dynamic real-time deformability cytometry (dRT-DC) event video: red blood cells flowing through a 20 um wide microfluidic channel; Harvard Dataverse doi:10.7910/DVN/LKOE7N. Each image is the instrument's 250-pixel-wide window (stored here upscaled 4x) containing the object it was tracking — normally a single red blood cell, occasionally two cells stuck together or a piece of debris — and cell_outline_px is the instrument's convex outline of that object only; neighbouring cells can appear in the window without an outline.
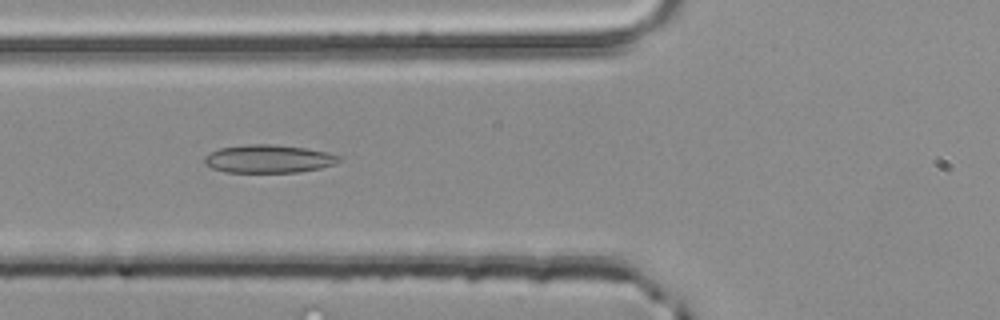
{"species": "common noctule bat (a hibernating species)", "species_latin": "Nyctalus noctula", "temperature_condition": "room temperature", "stored_images_in_passage": 32, "camera_frame_rate_fps": 3000, "um_per_image_px": 0.085, "animal": {"sex": "male", "body_mass_g": 20.4}, "frame": {"image": 1, "passage_image": 7, "time_ms": 2.0, "image_size_px": [1000, 320], "cell_outline_px": [[340, 160], [336, 164], [320, 168], [296, 172], [224, 172], [212, 168], [204, 164], [204, 156], [220, 148], [248, 144], [272, 144], [304, 148], [324, 152], [340, 156]], "centroid_in_image_um": [22.79, 13.5], "position_along_channel_um": 103.0, "area_um2": 21.85}}
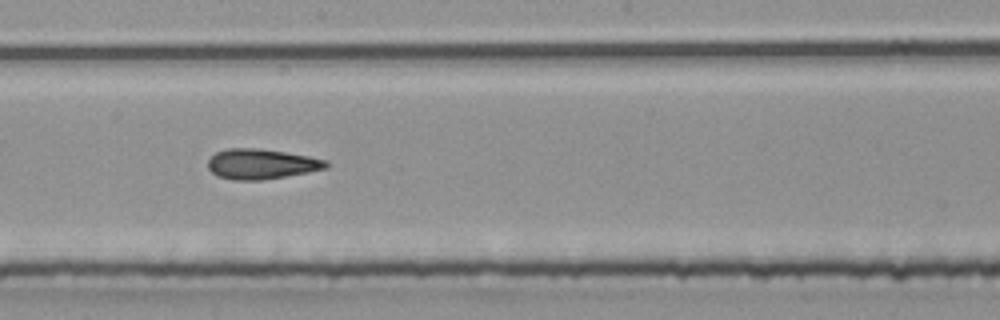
{"frame": {"image": 2, "passage_image": 16, "time_ms": 5.0, "image_size_px": [1000, 320], "cell_outline_px": [[328, 168], [308, 172], [264, 180], [232, 180], [216, 176], [208, 168], [208, 160], [216, 152], [228, 148], [260, 148], [308, 156], [328, 160]], "centroid_in_image_um": [22.21, 13.94], "position_along_channel_um": 226.0, "area_um2": 20.87}}
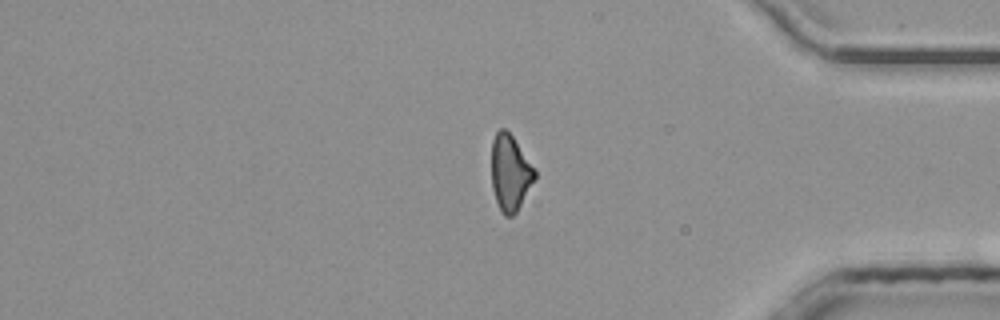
{"frame": {"image": 3, "passage_image": 30, "time_ms": 9.667, "image_size_px": [1000, 320], "cell_outline_px": [[536, 176], [516, 212], [512, 216], [504, 216], [500, 212], [492, 188], [492, 140], [496, 132], [500, 128], [504, 128], [512, 136], [536, 168]], "centroid_in_image_um": [43.36, 14.68], "position_along_channel_um": 391.8, "area_um2": 19.07}, "authors_computed_cell_mechanics": {"area_um2": 20.5768, "velocity_mm_per_s": 4.086, "shape_relaxation_time_tau1_ms": null, "shape_relaxation_time_tau2_ms": 4.4068, "deformation_change_tau1": null, "deformation_change_tau2": 0.1632}}